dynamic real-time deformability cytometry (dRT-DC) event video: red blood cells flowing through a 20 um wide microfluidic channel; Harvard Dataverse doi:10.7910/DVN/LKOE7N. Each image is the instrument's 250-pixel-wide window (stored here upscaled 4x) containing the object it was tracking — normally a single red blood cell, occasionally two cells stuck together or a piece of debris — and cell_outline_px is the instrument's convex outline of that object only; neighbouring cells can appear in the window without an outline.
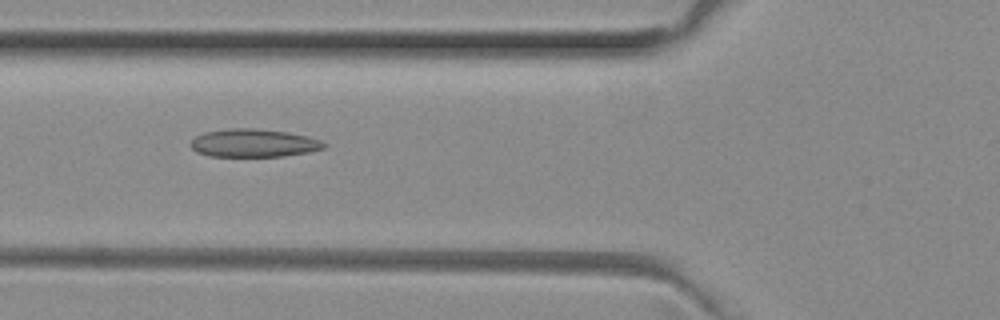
{"species": "common noctule bat (a hibernating species)", "species_latin": "Nyctalus noctula", "temperature_condition": "room temperature", "stored_images_in_passage": 35, "camera_frame_rate_fps": 3000, "um_per_image_px": 0.085, "animal": {"sex": "female", "body_mass_g": 29.2, "forearm_length_mm": 56.3}, "frame": {"image": 1, "passage_image": 3, "time_ms": 0.667, "image_size_px": [1000, 320], "cell_outline_px": [[328, 144], [324, 148], [308, 152], [280, 156], [208, 156], [196, 152], [188, 144], [196, 136], [204, 132], [228, 128], [252, 128], [288, 132], [308, 136], [320, 140]], "centroid_in_image_um": [21.54, 12.15], "position_along_channel_um": 104.3, "area_um2": 21.85}}
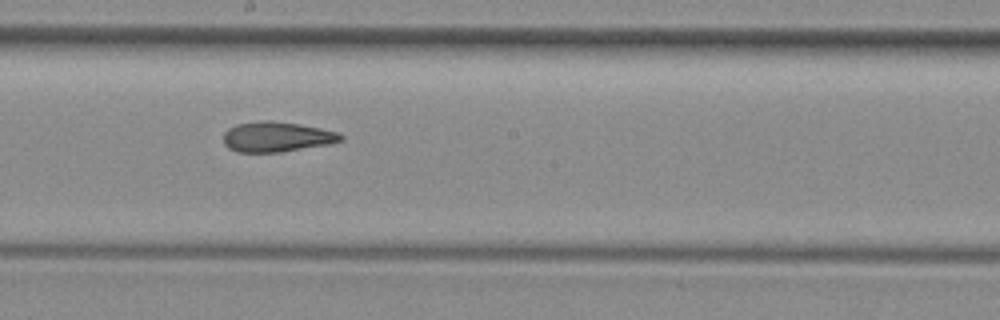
{"frame": {"image": 2, "passage_image": 12, "time_ms": 3.667, "image_size_px": [1000, 320], "cell_outline_px": [[344, 140], [328, 144], [280, 152], [236, 152], [228, 148], [224, 144], [224, 132], [228, 128], [236, 124], [264, 120], [268, 120], [296, 124], [320, 128], [336, 132], [344, 136]], "centroid_in_image_um": [23.49, 11.63], "position_along_channel_um": 224.7, "area_um2": 20.46}}
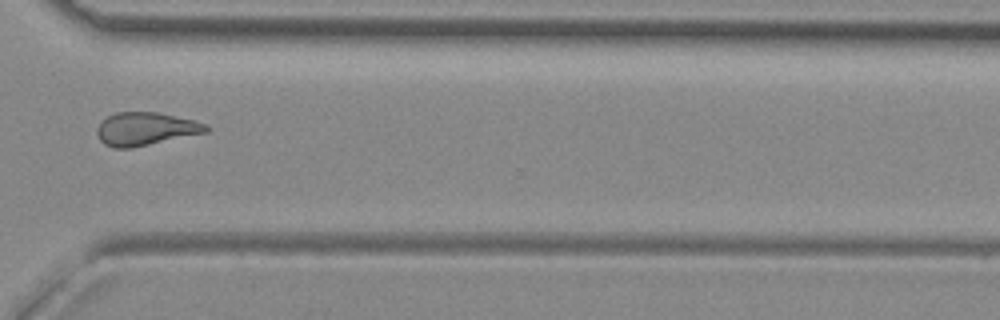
{"frame": {"image": 3, "passage_image": 22, "time_ms": 7.0, "image_size_px": [1000, 320], "cell_outline_px": [[208, 132], [132, 148], [112, 148], [104, 144], [100, 140], [96, 132], [96, 128], [100, 120], [116, 112], [160, 112], [208, 124]], "centroid_in_image_um": [12.34, 10.95], "position_along_channel_um": 358.3, "area_um2": 21.21}}